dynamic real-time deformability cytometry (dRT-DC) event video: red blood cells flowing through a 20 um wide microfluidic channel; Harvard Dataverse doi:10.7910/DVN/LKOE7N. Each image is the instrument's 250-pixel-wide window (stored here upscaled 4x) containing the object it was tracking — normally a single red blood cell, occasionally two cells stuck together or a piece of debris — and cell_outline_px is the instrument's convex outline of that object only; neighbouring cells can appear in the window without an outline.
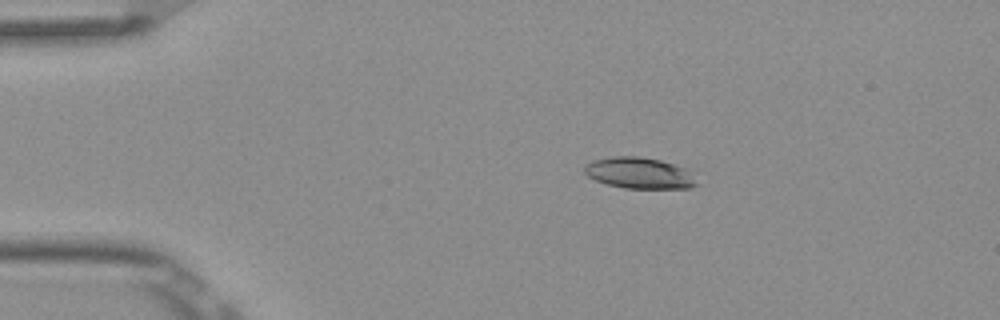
{"species": "Egyptian fruit bat (a non-hibernating species)", "species_latin": "Rousettus aegyptiacus", "temperature_condition": "room temperature", "stored_images_in_passage": 8, "camera_frame_rate_fps": 3000, "um_per_image_px": 0.085, "frame": {"image": 1, "passage_image": 2, "time_ms": 0.333, "image_size_px": [1000, 320], "cell_outline_px": [[696, 184], [688, 188], [624, 188], [608, 184], [596, 180], [588, 176], [584, 172], [584, 168], [592, 160], [612, 156], [640, 156], [660, 160], [688, 168]], "centroid_in_image_um": [54.33, 14.69], "position_along_channel_um": 30.7, "area_um2": 20.23}}
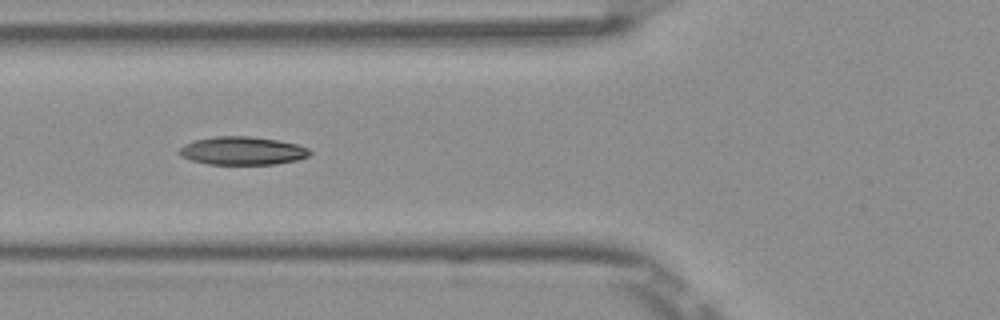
{"frame": {"image": 2, "passage_image": 5, "time_ms": 1.333, "image_size_px": [1000, 320], "cell_outline_px": [[312, 152], [308, 156], [296, 160], [276, 164], [208, 164], [192, 160], [180, 156], [176, 152], [184, 144], [196, 140], [216, 136], [248, 136], [276, 140], [296, 144], [308, 148]], "centroid_in_image_um": [20.58, 12.82], "position_along_channel_um": 105.2, "area_um2": 21.33}}
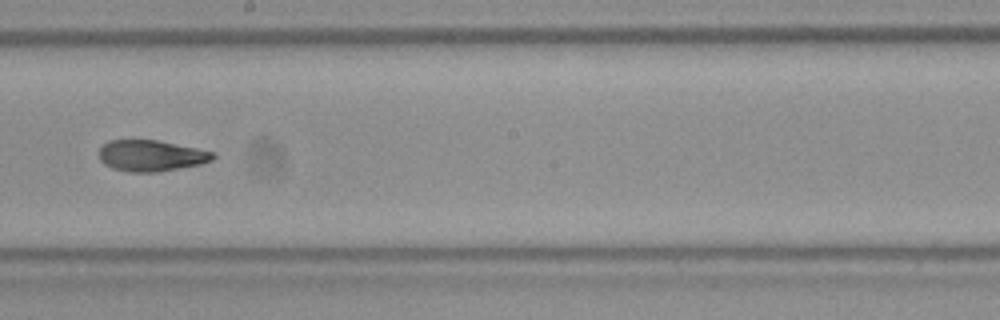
{"frame": {"image": 3, "passage_image": 8, "time_ms": 2.333, "image_size_px": [1000, 320], "cell_outline_px": [[216, 156], [212, 160], [200, 164], [156, 172], [128, 172], [112, 168], [104, 164], [100, 160], [100, 148], [108, 140], [156, 140], [216, 152]], "centroid_in_image_um": [12.84, 13.23], "position_along_channel_um": 235.4, "area_um2": 20.58}}